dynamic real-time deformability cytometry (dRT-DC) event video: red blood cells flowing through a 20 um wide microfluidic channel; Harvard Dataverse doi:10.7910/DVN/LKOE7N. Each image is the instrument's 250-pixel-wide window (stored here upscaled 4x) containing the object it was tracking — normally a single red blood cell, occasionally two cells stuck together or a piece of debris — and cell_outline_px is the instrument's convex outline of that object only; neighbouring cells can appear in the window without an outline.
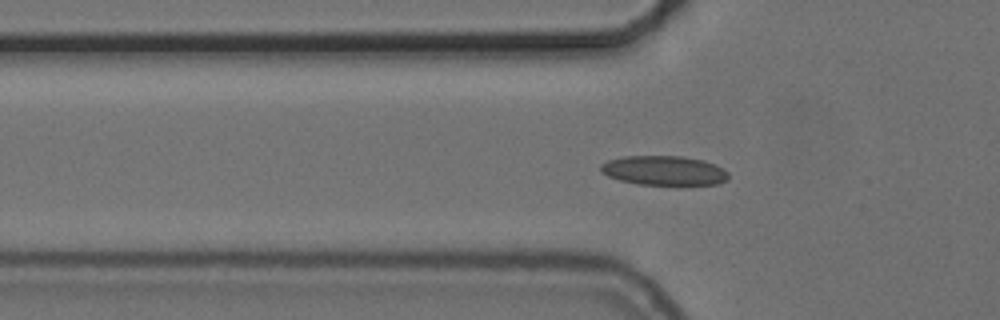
{"species": "common noctule bat (a hibernating species)", "species_latin": "Nyctalus noctula", "temperature_condition": "cold", "stored_images_in_passage": 44, "camera_frame_rate_fps": 3000, "um_per_image_px": 0.085, "animal": {"sex": "female", "body_mass_g": 24.6, "forearm_length_mm": 56.2}, "frame": {"image": 1, "passage_image": 6, "time_ms": 1.667, "image_size_px": [1000, 320], "cell_outline_px": [[728, 180], [716, 184], [680, 188], [636, 184], [620, 180], [608, 176], [600, 172], [600, 164], [608, 160], [624, 156], [684, 156], [704, 160], [716, 164], [728, 172]], "centroid_in_image_um": [56.49, 14.55], "position_along_channel_um": 69.3, "area_um2": 23.12}}
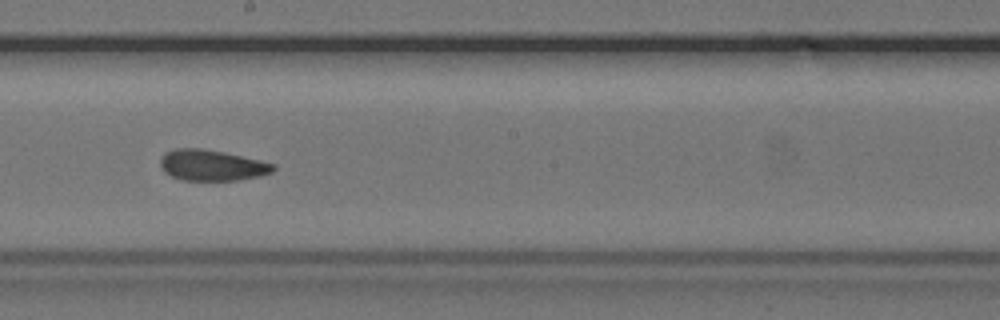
{"frame": {"image": 2, "passage_image": 19, "time_ms": 6.0, "image_size_px": [1000, 320], "cell_outline_px": [[276, 168], [272, 172], [260, 176], [240, 180], [180, 180], [164, 172], [160, 164], [160, 160], [164, 152], [176, 148], [200, 148], [224, 152], [260, 160], [276, 164]], "centroid_in_image_um": [18.01, 14.05], "position_along_channel_um": 230.2, "area_um2": 20.46}}
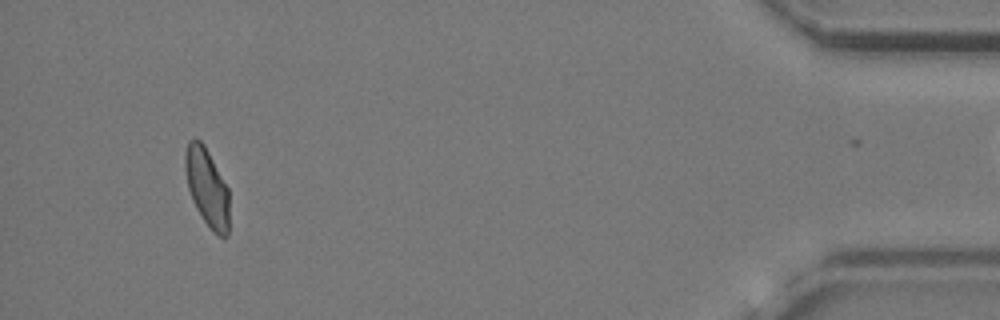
{"frame": {"image": 3, "passage_image": 40, "time_ms": 13.0, "image_size_px": [1000, 320], "cell_outline_px": [[228, 236], [220, 236], [204, 220], [196, 208], [192, 200], [188, 188], [184, 168], [184, 156], [188, 140], [196, 136], [204, 144], [228, 188]], "centroid_in_image_um": [17.56, 15.84], "position_along_channel_um": 417.6, "area_um2": 19.88}, "authors_computed_cell_mechanics": {"area_um2": 20.4323, "velocity_mm_per_s": 3.7005, "shape_relaxation_time_tau1_ms": null, "shape_relaxation_time_tau2_ms": 3.3424, "deformation_change_tau1": null, "deformation_change_tau2": 0.0867}}